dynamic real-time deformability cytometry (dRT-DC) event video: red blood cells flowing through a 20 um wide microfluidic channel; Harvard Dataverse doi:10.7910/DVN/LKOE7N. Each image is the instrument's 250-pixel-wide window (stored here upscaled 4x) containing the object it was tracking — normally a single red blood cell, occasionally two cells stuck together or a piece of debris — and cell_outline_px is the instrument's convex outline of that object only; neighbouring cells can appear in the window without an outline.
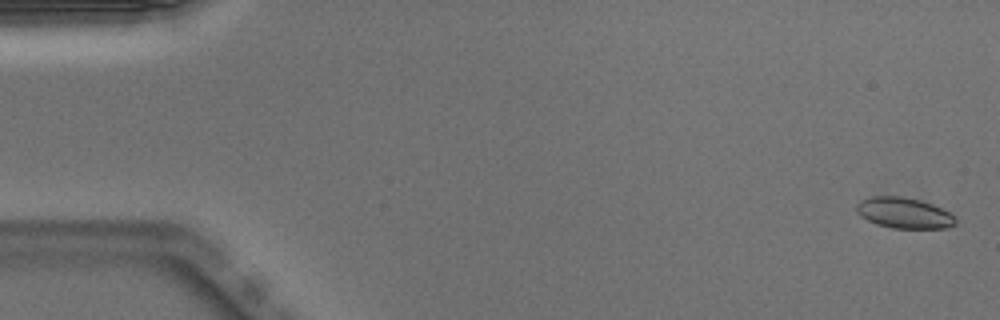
{"species": "Egyptian fruit bat (a non-hibernating species)", "species_latin": "Rousettus aegyptiacus", "temperature_condition": "warm", "stored_images_in_passage": 52, "camera_frame_rate_fps": 3000, "um_per_image_px": 0.085, "animal": {"sex": "male"}, "frame": {"image": 1, "passage_image": 2, "time_ms": 0.333, "image_size_px": [1000, 320], "cell_outline_px": [[956, 224], [944, 228], [892, 228], [876, 224], [860, 216], [856, 212], [856, 204], [860, 200], [872, 196], [904, 196], [920, 200], [932, 204], [956, 216]], "centroid_in_image_um": [76.82, 18.09], "position_along_channel_um": 8.2, "area_um2": 17.86}}
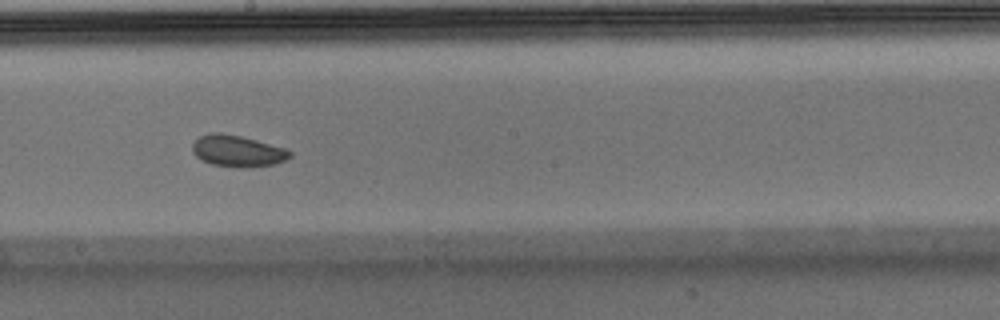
{"frame": {"image": 2, "passage_image": 29, "time_ms": 9.333, "image_size_px": [1000, 320], "cell_outline_px": [[292, 156], [276, 164], [244, 168], [240, 168], [212, 164], [196, 156], [192, 152], [192, 144], [200, 136], [208, 132], [220, 132], [240, 136], [288, 148], [292, 152]], "centroid_in_image_um": [20.21, 12.83], "position_along_channel_um": 228.0, "area_um2": 18.03}}
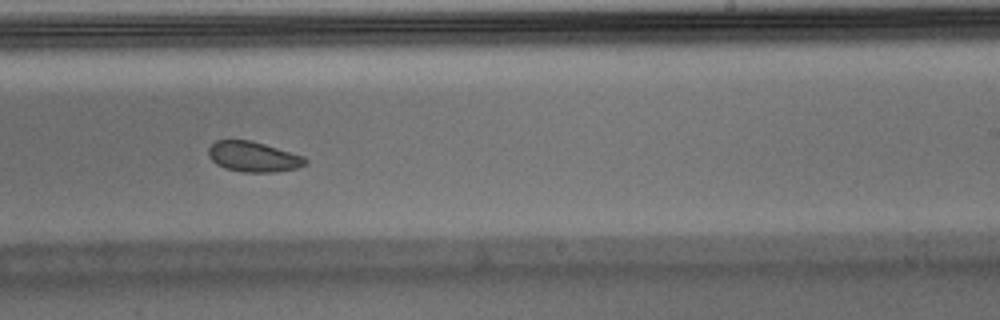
{"frame": {"image": 3, "passage_image": 32, "time_ms": 10.333, "image_size_px": [1000, 320], "cell_outline_px": [[308, 164], [296, 168], [276, 172], [244, 172], [224, 168], [216, 164], [208, 156], [208, 148], [216, 140], [252, 140], [304, 156], [308, 160]], "centroid_in_image_um": [21.54, 13.32], "position_along_channel_um": 267.5, "area_um2": 17.22}, "authors_computed_cell_mechanics": {"area_um2": 17.9469, "velocity_mm_per_s": 3.9605, "shape_relaxation_time_tau1_ms": 3.6581, "shape_relaxation_time_tau2_ms": null, "deformation_change_tau1": 0.0596, "deformation_change_tau2": null}}